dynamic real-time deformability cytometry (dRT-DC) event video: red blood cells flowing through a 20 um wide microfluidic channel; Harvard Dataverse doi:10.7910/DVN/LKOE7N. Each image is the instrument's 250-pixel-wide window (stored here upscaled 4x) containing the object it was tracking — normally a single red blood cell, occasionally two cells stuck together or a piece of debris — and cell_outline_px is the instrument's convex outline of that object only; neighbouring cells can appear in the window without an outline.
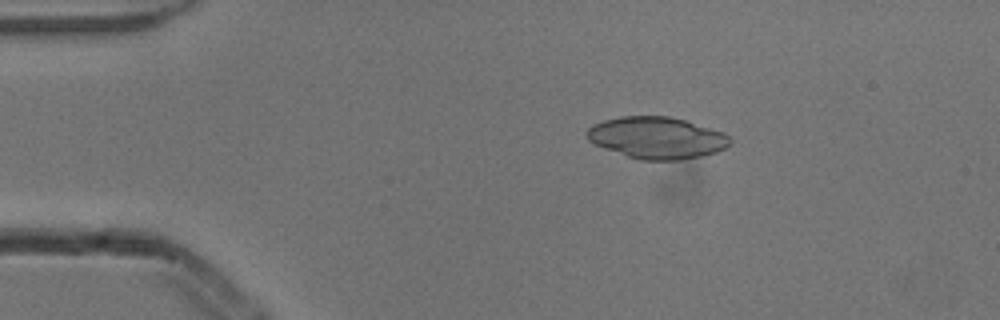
{"species": "common noctule bat (a hibernating species)", "species_latin": "Nyctalus noctula", "temperature_condition": "cold", "stored_images_in_passage": 4, "camera_frame_rate_fps": 3000, "um_per_image_px": 0.085, "animal": {"sex": "male", "body_mass_g": 13.3}, "frame": {"image": 1, "passage_image": 2, "time_ms": 0.333, "image_size_px": [1000, 320], "cell_outline_px": [[732, 140], [724, 148], [716, 152], [700, 156], [680, 160], [640, 160], [604, 148], [588, 140], [588, 128], [592, 124], [604, 120], [620, 116], [668, 116], [684, 120], [724, 132]], "centroid_in_image_um": [55.83, 11.71], "position_along_channel_um": 29.2, "area_um2": 34.56}}